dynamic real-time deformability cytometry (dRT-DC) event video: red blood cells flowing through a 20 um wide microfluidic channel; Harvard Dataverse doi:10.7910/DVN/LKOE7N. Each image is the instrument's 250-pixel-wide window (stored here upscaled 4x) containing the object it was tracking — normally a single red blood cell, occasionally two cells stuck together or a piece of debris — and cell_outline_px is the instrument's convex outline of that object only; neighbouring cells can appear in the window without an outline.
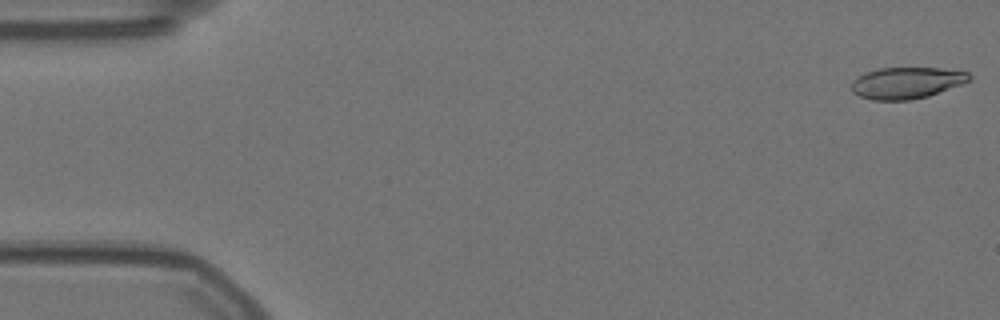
{"species": "Egyptian fruit bat (a non-hibernating species)", "species_latin": "Rousettus aegyptiacus", "temperature_condition": "warm", "stored_images_in_passage": 56, "camera_frame_rate_fps": 3000, "um_per_image_px": 0.085, "animal": {"sex": "female"}, "frame": {"image": 1, "passage_image": 1, "time_ms": 0.0, "image_size_px": [1000, 320], "cell_outline_px": [[972, 80], [928, 96], [908, 100], [872, 100], [860, 96], [852, 92], [852, 80], [868, 72], [880, 68], [940, 68], [968, 72], [972, 76]], "centroid_in_image_um": [77.08, 7.04], "position_along_channel_um": 7.9, "area_um2": 21.44}}
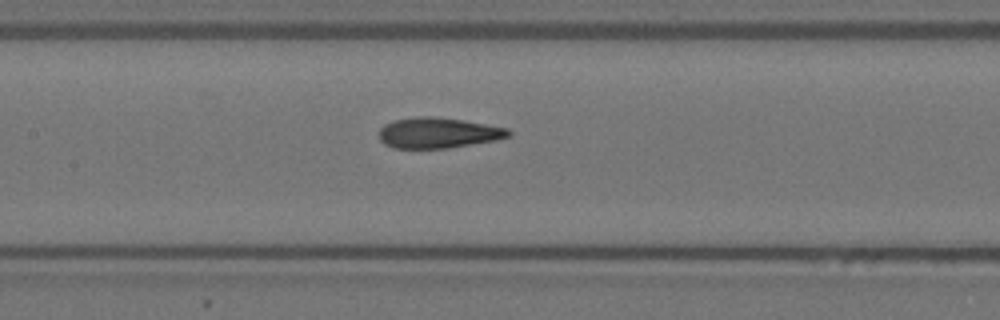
{"frame": {"image": 2, "passage_image": 26, "time_ms": 8.333, "image_size_px": [1000, 320], "cell_outline_px": [[512, 136], [496, 140], [448, 148], [392, 148], [384, 144], [380, 140], [380, 128], [384, 124], [392, 120], [416, 116], [432, 116], [464, 120], [508, 128], [512, 132]], "centroid_in_image_um": [37.24, 11.28], "position_along_channel_um": 170.2, "area_um2": 23.29}}
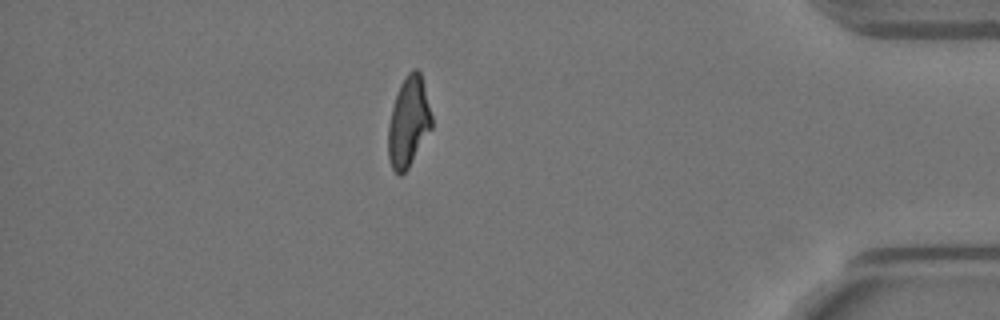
{"frame": {"image": 3, "passage_image": 49, "time_ms": 16.0, "image_size_px": [1000, 320], "cell_outline_px": [[432, 128], [408, 168], [400, 176], [392, 168], [388, 156], [388, 124], [392, 108], [400, 84], [408, 72], [412, 68], [416, 68], [420, 72], [432, 116]], "centroid_in_image_um": [34.72, 10.37], "position_along_channel_um": 400.5, "area_um2": 22.66}, "authors_computed_cell_mechanics": {"area_um2": 22.9755, "velocity_mm_per_s": 3.5505, "shape_relaxation_time_tau1_ms": 10.2963, "shape_relaxation_time_tau2_ms": 1.7518, "deformation_change_tau1": 0.2753, "deformation_change_tau2": 0.0914}}